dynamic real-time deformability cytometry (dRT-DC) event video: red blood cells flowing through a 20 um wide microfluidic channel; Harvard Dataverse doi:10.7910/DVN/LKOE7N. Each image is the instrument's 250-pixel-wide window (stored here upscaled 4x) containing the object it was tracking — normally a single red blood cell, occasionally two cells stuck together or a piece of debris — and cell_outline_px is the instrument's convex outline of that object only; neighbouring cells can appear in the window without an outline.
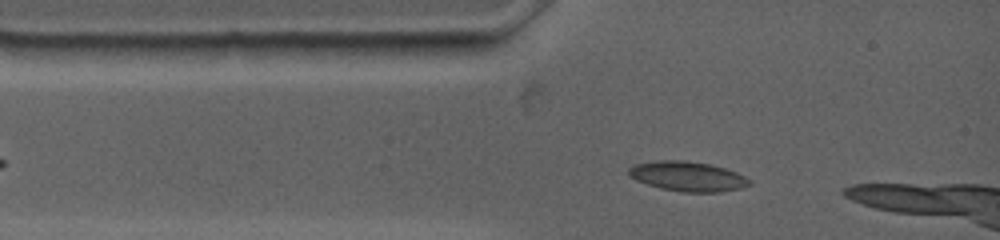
{"species": "common noctule bat (a hibernating species)", "species_latin": "Nyctalus noctula", "temperature_condition": "warm", "stored_images_in_passage": 30, "camera_frame_rate_fps": 4500, "um_per_image_px": 0.085, "animal": {"sex": "female", "body_mass_g": 19.0, "forearm_length_mm": 53.3}, "frame": {"image": 1, "passage_image": 5, "time_ms": 0.889, "image_size_px": [1000, 240], "cell_outline_px": [[752, 184], [740, 188], [720, 192], [684, 192], [660, 188], [636, 180], [628, 176], [628, 168], [636, 164], [656, 160], [684, 160], [708, 164], [724, 168], [736, 172], [752, 180]], "centroid_in_image_um": [58.44, 14.99], "position_along_channel_um": 26.6, "area_um2": 20.92}}
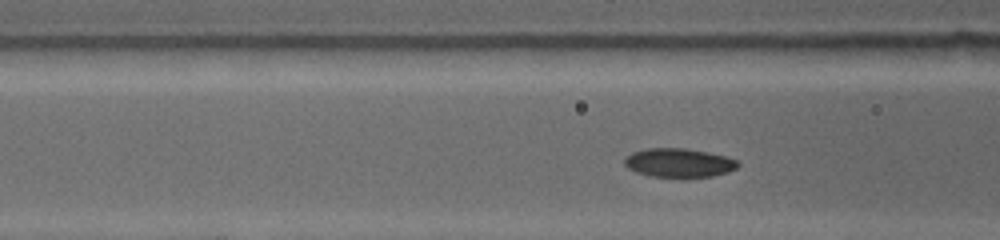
{"frame": {"image": 2, "passage_image": 17, "time_ms": 3.333, "image_size_px": [1000, 240], "cell_outline_px": [[740, 164], [736, 168], [728, 172], [712, 176], [684, 180], [652, 176], [636, 172], [628, 168], [624, 164], [624, 160], [632, 152], [648, 148], [684, 148], [708, 152], [724, 156], [736, 160]], "centroid_in_image_um": [57.71, 13.88], "position_along_channel_um": 108.9, "area_um2": 19.59}}
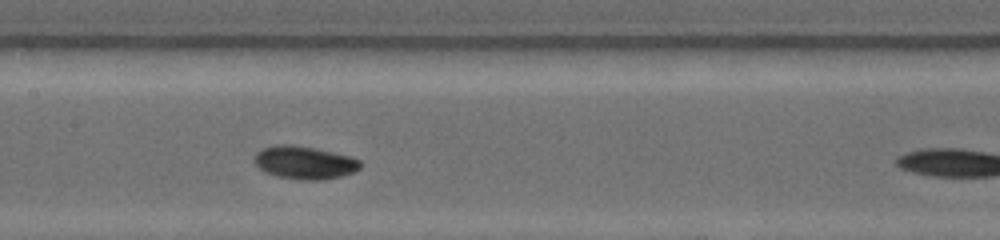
{"frame": {"image": 3, "passage_image": 28, "time_ms": 5.333, "image_size_px": [1000, 240], "cell_outline_px": [[364, 164], [360, 168], [352, 172], [340, 176], [320, 180], [304, 180], [276, 176], [264, 172], [256, 164], [256, 152], [260, 148], [276, 144], [292, 144], [316, 148], [352, 156], [360, 160]], "centroid_in_image_um": [25.9, 13.8], "position_along_channel_um": 181.5, "area_um2": 20.52}}